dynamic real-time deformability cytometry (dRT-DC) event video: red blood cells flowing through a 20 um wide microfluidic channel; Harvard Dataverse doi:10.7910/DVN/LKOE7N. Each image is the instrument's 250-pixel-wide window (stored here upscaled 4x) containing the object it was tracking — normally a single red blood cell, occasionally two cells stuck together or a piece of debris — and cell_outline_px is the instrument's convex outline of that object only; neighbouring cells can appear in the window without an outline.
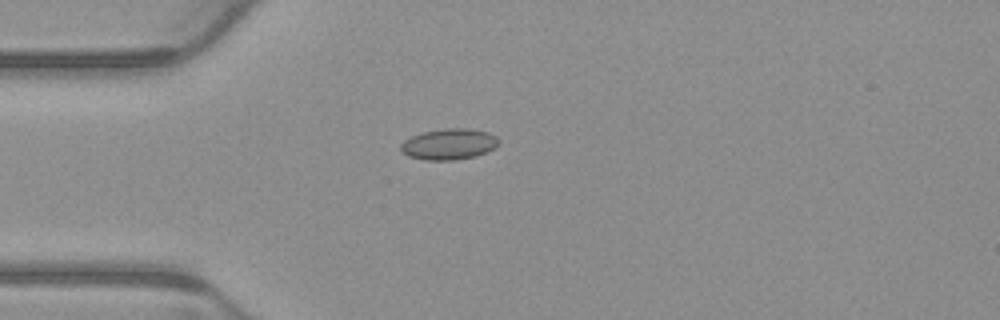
{"species": "common noctule bat (a hibernating species)", "species_latin": "Nyctalus noctula", "temperature_condition": "warm", "stored_images_in_passage": 5, "camera_frame_rate_fps": 3000, "um_per_image_px": 0.085, "animal": {"sex": "male", "body_mass_g": 23.1, "forearm_length_mm": 52.7}, "frame": {"image": 1, "passage_image": 4, "time_ms": 1.0, "image_size_px": [1000, 320], "cell_outline_px": [[500, 144], [496, 148], [476, 156], [456, 160], [424, 160], [408, 156], [400, 152], [400, 144], [404, 140], [412, 136], [424, 132], [444, 128], [468, 128], [488, 132], [496, 136], [500, 140]], "centroid_in_image_um": [38.18, 12.26], "position_along_channel_um": 46.8, "area_um2": 17.98}}